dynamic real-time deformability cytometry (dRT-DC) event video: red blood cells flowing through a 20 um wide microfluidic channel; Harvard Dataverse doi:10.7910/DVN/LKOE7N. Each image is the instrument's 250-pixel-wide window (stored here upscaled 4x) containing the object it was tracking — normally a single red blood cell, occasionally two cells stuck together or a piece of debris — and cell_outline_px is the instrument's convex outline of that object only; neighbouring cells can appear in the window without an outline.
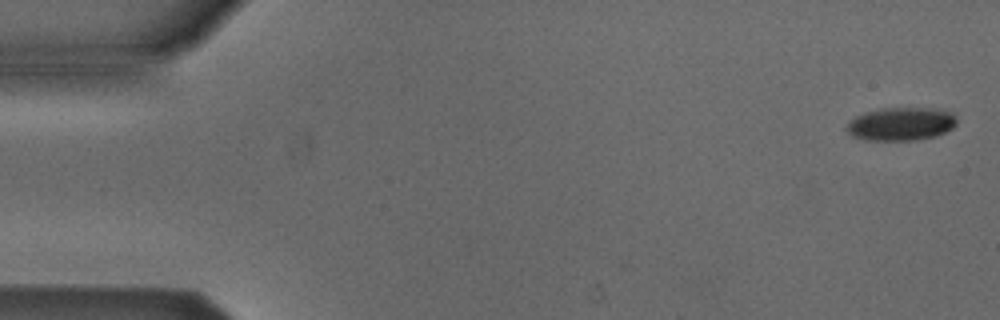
{"species": "Egyptian fruit bat (a non-hibernating species)", "species_latin": "Rousettus aegyptiacus", "temperature_condition": "cold", "stored_images_in_passage": 4, "camera_frame_rate_fps": 3000, "um_per_image_px": 0.085, "animal": {"sex": "male"}, "frame": {"image": 1, "passage_image": 1, "time_ms": 0.0, "image_size_px": [1000, 320], "cell_outline_px": [[956, 124], [952, 128], [936, 136], [912, 140], [868, 140], [852, 136], [844, 128], [856, 116], [868, 112], [884, 108], [932, 108], [952, 112], [956, 116]], "centroid_in_image_um": [76.61, 10.53], "position_along_channel_um": 8.4, "area_um2": 21.1}}
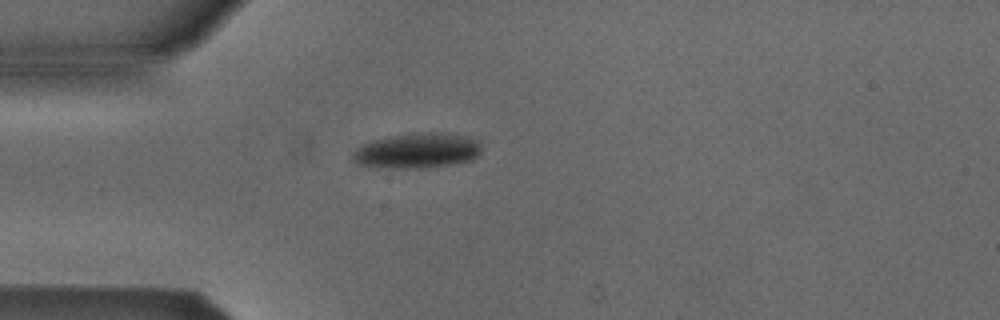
{"frame": {"image": 2, "passage_image": 4, "time_ms": 4.333, "image_size_px": [1000, 320], "cell_outline_px": [[480, 152], [472, 160], [456, 164], [420, 168], [388, 168], [356, 164], [352, 160], [352, 152], [356, 148], [372, 140], [388, 136], [416, 132], [440, 132], [464, 136], [476, 140], [480, 144]], "centroid_in_image_um": [35.43, 12.81], "position_along_channel_um": 49.6, "area_um2": 26.59}}